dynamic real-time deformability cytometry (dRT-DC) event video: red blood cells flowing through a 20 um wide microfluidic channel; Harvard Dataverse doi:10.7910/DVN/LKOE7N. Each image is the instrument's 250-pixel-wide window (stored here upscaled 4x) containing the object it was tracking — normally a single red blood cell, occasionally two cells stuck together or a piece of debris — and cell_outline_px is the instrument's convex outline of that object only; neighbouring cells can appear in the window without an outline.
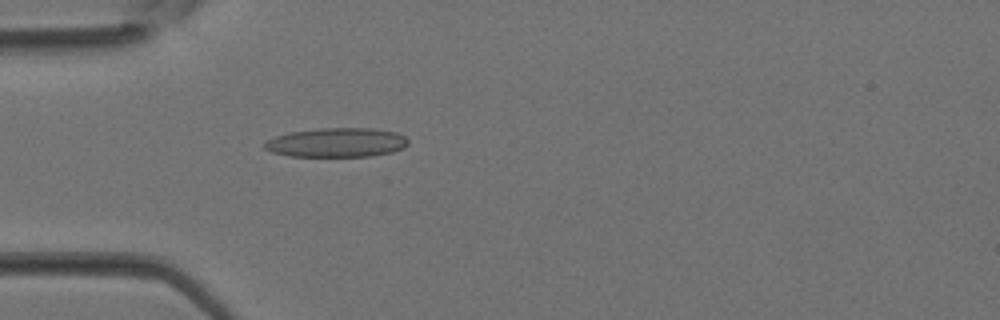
{"species": "Egyptian fruit bat (a non-hibernating species)", "species_latin": "Rousettus aegyptiacus", "temperature_condition": "room temperature", "stored_images_in_passage": 4, "camera_frame_rate_fps": 3000, "um_per_image_px": 0.085, "animal": {"sex": "female"}, "frame": {"image": 1, "passage_image": 4, "time_ms": 1.0, "image_size_px": [1000, 320], "cell_outline_px": [[408, 144], [404, 148], [392, 152], [372, 156], [292, 156], [272, 152], [264, 148], [264, 144], [268, 140], [276, 136], [292, 132], [320, 128], [372, 128], [396, 132], [404, 136], [408, 140]], "centroid_in_image_um": [28.66, 12.11], "position_along_channel_um": 56.3, "area_um2": 24.33}}